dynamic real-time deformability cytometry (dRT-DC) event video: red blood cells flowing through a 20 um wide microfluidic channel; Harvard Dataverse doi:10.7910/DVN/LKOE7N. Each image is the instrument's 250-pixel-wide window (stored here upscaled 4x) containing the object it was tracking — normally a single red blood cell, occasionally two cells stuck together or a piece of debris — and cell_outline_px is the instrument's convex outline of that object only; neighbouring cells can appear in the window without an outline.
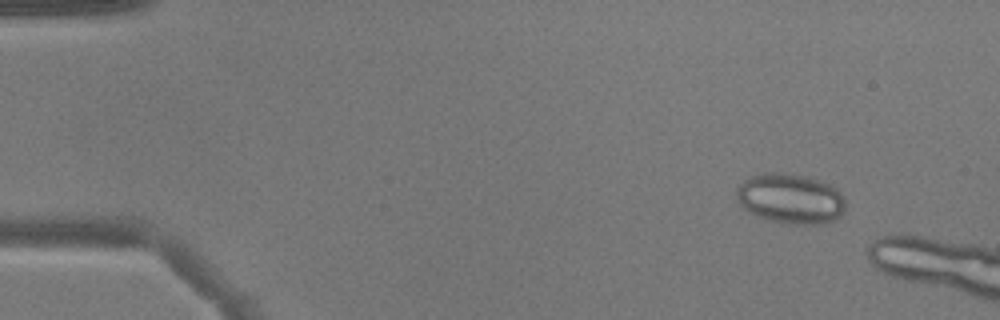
{"species": "common noctule bat (a hibernating species)", "species_latin": "Nyctalus noctula", "temperature_condition": "warm", "stored_images_in_passage": 15, "camera_frame_rate_fps": 3000, "um_per_image_px": 0.085, "animal": {"sex": "male", "body_mass_g": 17.9}, "frame": {"image": 1, "passage_image": 5, "time_ms": 1.333, "image_size_px": [1000, 320], "cell_outline_px": [[844, 212], [836, 220], [824, 224], [796, 224], [772, 220], [748, 212], [740, 204], [736, 196], [736, 188], [744, 180], [752, 176], [764, 172], [780, 172], [804, 176], [832, 184], [844, 196]], "centroid_in_image_um": [67.22, 16.87], "position_along_channel_um": 17.8, "area_um2": 31.85}}